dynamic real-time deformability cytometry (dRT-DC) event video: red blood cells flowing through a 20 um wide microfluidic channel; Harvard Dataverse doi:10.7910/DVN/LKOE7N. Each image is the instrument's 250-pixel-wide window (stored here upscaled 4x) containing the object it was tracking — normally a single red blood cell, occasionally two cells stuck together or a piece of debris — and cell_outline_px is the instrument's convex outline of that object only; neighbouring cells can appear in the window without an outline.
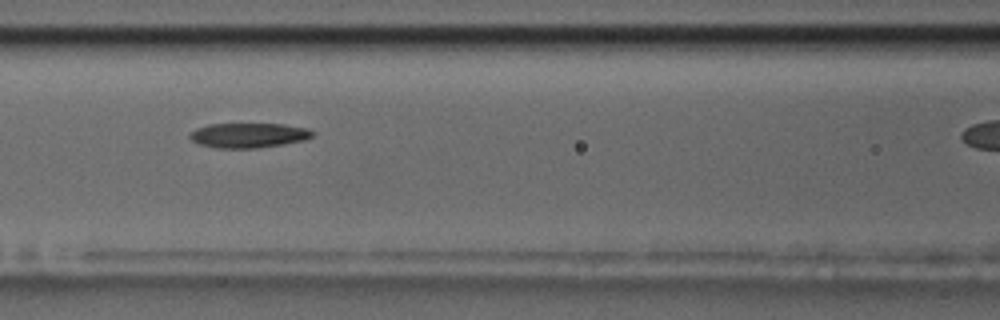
{"species": "common noctule bat (a hibernating species)", "species_latin": "Nyctalus noctula", "temperature_condition": "room temperature", "stored_images_in_passage": 39, "camera_frame_rate_fps": 3000, "um_per_image_px": 0.085, "animal": {"sex": "male", "body_mass_g": 17.5, "forearm_length_mm": 52.3}, "frame": {"image": 1, "passage_image": 17, "time_ms": 5.333, "image_size_px": [1000, 320], "cell_outline_px": [[312, 136], [304, 140], [284, 144], [256, 148], [216, 148], [200, 144], [192, 140], [188, 136], [196, 128], [208, 124], [284, 124], [308, 128], [312, 132]], "centroid_in_image_um": [21.11, 11.5], "position_along_channel_um": 145.5, "area_um2": 17.63}}
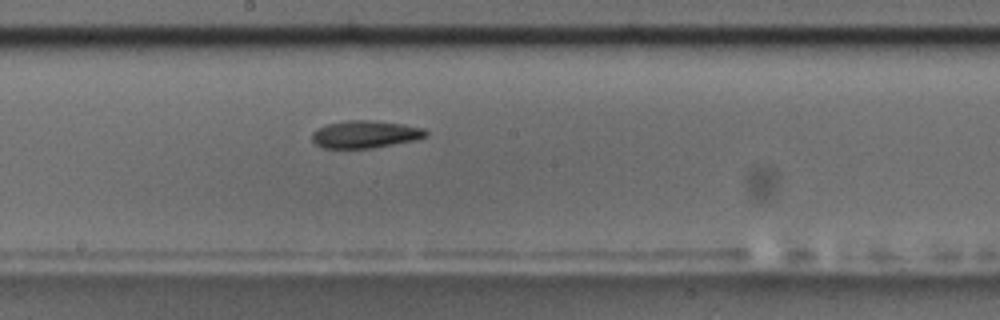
{"frame": {"image": 2, "passage_image": 23, "time_ms": 7.333, "image_size_px": [1000, 320], "cell_outline_px": [[428, 136], [416, 140], [372, 148], [324, 148], [316, 144], [312, 140], [312, 132], [328, 124], [348, 120], [372, 120], [404, 124], [424, 128], [428, 132]], "centroid_in_image_um": [31.09, 11.41], "position_along_channel_um": 217.1, "area_um2": 18.21}}
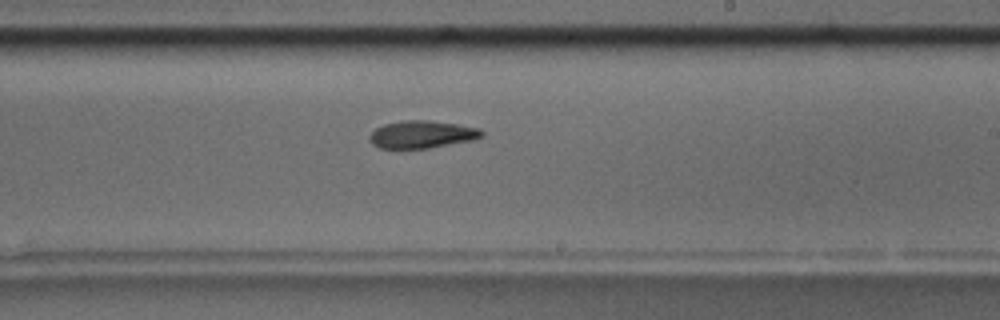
{"frame": {"image": 3, "passage_image": 26, "time_ms": 8.333, "image_size_px": [1000, 320], "cell_outline_px": [[484, 136], [476, 140], [428, 148], [380, 148], [372, 144], [368, 140], [368, 136], [376, 128], [384, 124], [404, 120], [428, 120], [460, 124], [480, 128], [484, 132]], "centroid_in_image_um": [35.91, 11.42], "position_along_channel_um": 253.1, "area_um2": 18.26}}